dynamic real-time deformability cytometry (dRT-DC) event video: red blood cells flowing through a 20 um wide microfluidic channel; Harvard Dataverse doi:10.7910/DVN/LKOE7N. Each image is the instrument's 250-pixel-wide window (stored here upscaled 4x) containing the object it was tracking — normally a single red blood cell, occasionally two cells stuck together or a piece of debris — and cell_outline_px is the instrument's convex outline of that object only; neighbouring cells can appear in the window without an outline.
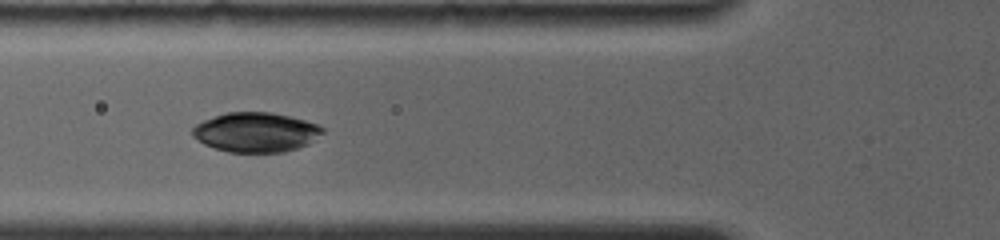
{"species": "common noctule bat (a hibernating species)", "species_latin": "Nyctalus noctula", "temperature_condition": "room temperature", "stored_images_in_passage": 7, "camera_frame_rate_fps": 4000, "um_per_image_px": 0.085, "animal": {"sex": "female", "body_mass_g": 19.0, "forearm_length_mm": 56.7}, "frame": {"image": 1, "passage_image": 6, "time_ms": 4.0, "image_size_px": [1000, 240], "cell_outline_px": [[324, 132], [308, 144], [284, 152], [228, 152], [212, 148], [204, 144], [192, 136], [192, 128], [196, 124], [204, 120], [228, 112], [272, 112], [304, 120], [316, 124], [324, 128]], "centroid_in_image_um": [21.73, 11.24], "position_along_channel_um": 104.1, "area_um2": 29.94}}